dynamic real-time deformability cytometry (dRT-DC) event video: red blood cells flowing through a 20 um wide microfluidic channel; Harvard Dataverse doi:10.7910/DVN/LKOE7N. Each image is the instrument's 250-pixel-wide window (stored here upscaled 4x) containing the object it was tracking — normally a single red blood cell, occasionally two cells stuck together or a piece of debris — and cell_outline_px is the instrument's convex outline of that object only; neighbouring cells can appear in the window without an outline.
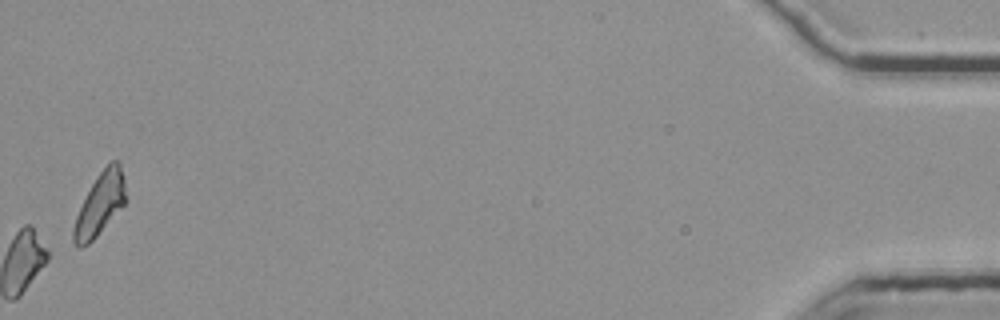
{"species": "common noctule bat (a hibernating species)", "species_latin": "Nyctalus noctula", "temperature_condition": "room temperature", "stored_images_in_passage": 53, "camera_frame_rate_fps": 3000, "um_per_image_px": 0.085, "animal": {"sex": "female", "body_mass_g": 25.1}, "frame": {"image": 1, "passage_image": 53, "time_ms": 17.333, "image_size_px": [1000, 320], "cell_outline_px": [[124, 204], [96, 236], [88, 244], [80, 248], [72, 240], [72, 228], [76, 216], [96, 176], [112, 160], [116, 160], [120, 164], [124, 176]], "centroid_in_image_um": [8.47, 17.36], "position_along_channel_um": 426.7, "area_um2": 18.32}, "authors_computed_cell_mechanics": {"area_um2": 17.629, "velocity_mm_per_s": 3.788, "shape_relaxation_time_tau1_ms": null, "shape_relaxation_time_tau2_ms": 3.482, "deformation_change_tau1": null, "deformation_change_tau2": 0.1065}}